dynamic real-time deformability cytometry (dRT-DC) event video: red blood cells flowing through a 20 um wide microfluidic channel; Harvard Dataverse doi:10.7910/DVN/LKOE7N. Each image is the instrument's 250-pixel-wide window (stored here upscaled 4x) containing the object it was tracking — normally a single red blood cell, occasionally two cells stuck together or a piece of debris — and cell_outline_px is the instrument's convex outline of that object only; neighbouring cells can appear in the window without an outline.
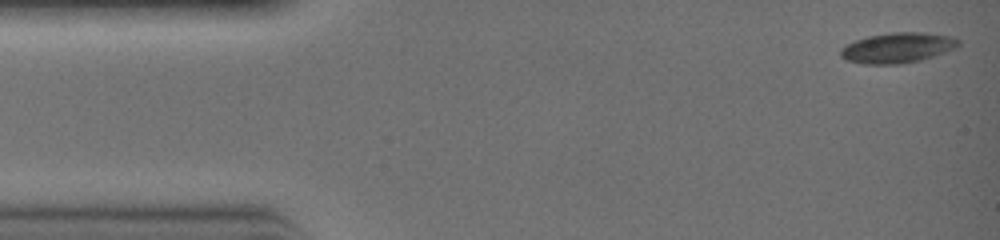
{"species": "common noctule bat (a hibernating species)", "species_latin": "Nyctalus noctula", "temperature_condition": "warm", "stored_images_in_passage": 31, "camera_frame_rate_fps": 3000, "um_per_image_px": 0.085, "animal": {"sex": "female", "body_mass_g": 19.0, "forearm_length_mm": 51.5}, "frame": {"image": 1, "passage_image": 1, "time_ms": 0.0, "image_size_px": [1000, 240], "cell_outline_px": [[960, 44], [952, 48], [932, 56], [916, 60], [896, 64], [864, 64], [848, 60], [840, 56], [840, 52], [848, 44], [856, 40], [868, 36], [892, 32], [920, 32], [948, 36], [960, 40]], "centroid_in_image_um": [76.25, 4.05], "position_along_channel_um": 8.7, "area_um2": 20.11}}
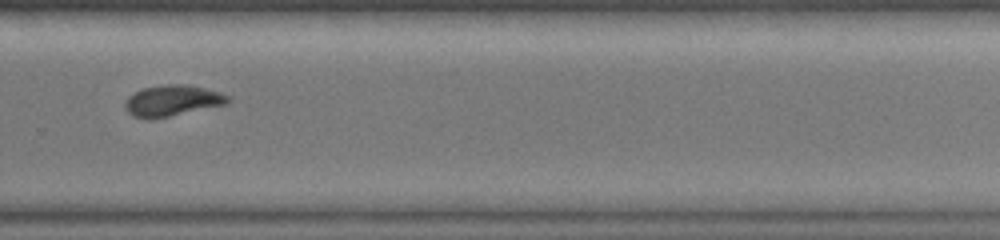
{"frame": {"image": 2, "passage_image": 21, "time_ms": 6.667, "image_size_px": [1000, 240], "cell_outline_px": [[232, 100], [228, 104], [168, 116], [132, 116], [124, 108], [124, 104], [128, 96], [140, 88], [168, 84], [192, 84], [220, 92], [228, 96]], "centroid_in_image_um": [14.69, 8.5], "position_along_channel_um": 315.1, "area_um2": 18.38}}
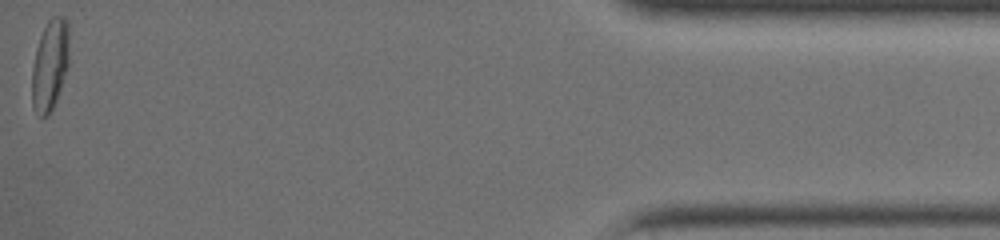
{"frame": {"image": 3, "passage_image": 31, "time_ms": 10.0, "image_size_px": [1000, 240], "cell_outline_px": [[68, 64], [56, 100], [48, 116], [40, 120], [32, 108], [32, 68], [36, 48], [40, 36], [48, 20], [52, 16], [60, 16], [68, 24]], "centroid_in_image_um": [4.21, 5.58], "position_along_channel_um": 431.0, "area_um2": 19.65}}